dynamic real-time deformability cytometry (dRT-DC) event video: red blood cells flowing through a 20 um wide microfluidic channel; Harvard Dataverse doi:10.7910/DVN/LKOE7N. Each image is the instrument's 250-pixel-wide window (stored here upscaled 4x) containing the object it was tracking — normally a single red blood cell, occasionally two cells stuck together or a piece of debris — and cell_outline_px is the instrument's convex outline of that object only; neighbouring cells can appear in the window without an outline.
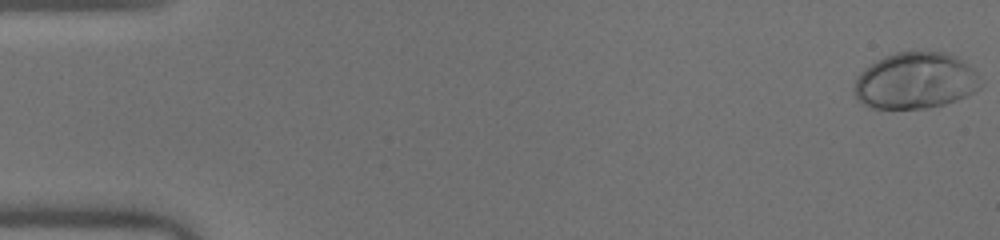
{"species": "human", "species_latin": "Homo sapiens", "temperature_condition": "warm", "stored_images_in_passage": 50, "camera_frame_rate_fps": 3000, "um_per_image_px": 0.085, "donor": {"sex": "male"}, "frame": {"image": 1, "passage_image": 1, "time_ms": 0.0, "image_size_px": [1000, 240], "cell_outline_px": [[980, 88], [968, 96], [944, 104], [924, 108], [868, 108], [860, 104], [852, 92], [856, 76], [864, 68], [876, 60], [884, 56], [896, 52], [944, 52], [956, 56], [972, 68], [976, 72]], "centroid_in_image_um": [77.74, 6.87], "position_along_channel_um": 7.3, "area_um2": 41.73}}
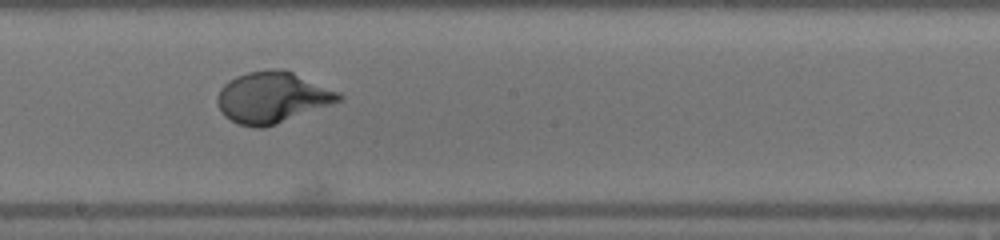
{"frame": {"image": 2, "passage_image": 29, "time_ms": 9.333, "image_size_px": [1000, 240], "cell_outline_px": [[344, 100], [264, 128], [256, 128], [240, 124], [224, 116], [216, 100], [220, 88], [224, 84], [236, 76], [248, 72], [272, 68], [284, 68], [340, 92], [344, 96]], "centroid_in_image_um": [23.17, 8.26], "position_along_channel_um": 225.0, "area_um2": 36.3}}
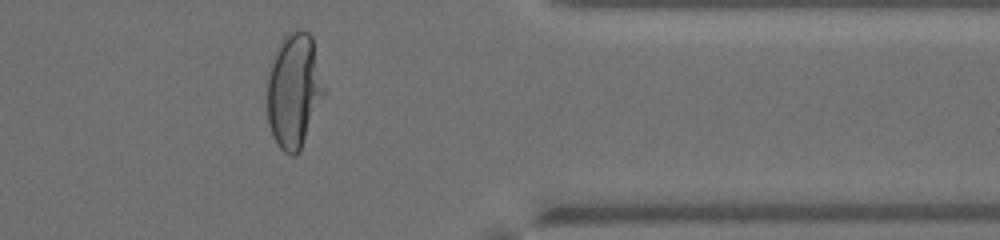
{"frame": {"image": 3, "passage_image": 42, "time_ms": 13.667, "image_size_px": [1000, 240], "cell_outline_px": [[324, 92], [300, 152], [296, 156], [292, 156], [284, 152], [276, 144], [272, 136], [268, 124], [268, 76], [280, 40], [288, 32], [300, 28], [308, 32], [312, 36], [324, 88]], "centroid_in_image_um": [24.97, 7.72], "position_along_channel_um": 386.4, "area_um2": 37.57}, "authors_computed_cell_mechanics": {"area_um2": 36.414, "velocity_mm_per_s": 4.0559, "shape_relaxation_time_tau1_ms": 3.5118, "shape_relaxation_time_tau2_ms": null, "deformation_change_tau1": 0.2304, "deformation_change_tau2": null}}